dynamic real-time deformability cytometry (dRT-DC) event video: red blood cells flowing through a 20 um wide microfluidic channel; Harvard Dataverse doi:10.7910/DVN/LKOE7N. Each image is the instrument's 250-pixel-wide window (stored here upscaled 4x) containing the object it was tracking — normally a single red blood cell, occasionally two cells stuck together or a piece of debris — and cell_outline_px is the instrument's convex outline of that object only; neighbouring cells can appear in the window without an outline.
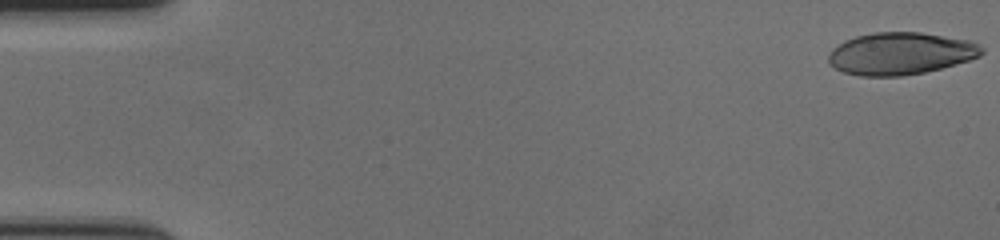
{"species": "human", "species_latin": "Homo sapiens", "temperature_condition": "cold", "stored_images_in_passage": 59, "camera_frame_rate_fps": 3000, "um_per_image_px": 0.085, "donor": {"sex": "female"}, "frame": {"image": 1, "passage_image": 1, "time_ms": 0.0, "image_size_px": [1000, 240], "cell_outline_px": [[984, 52], [980, 56], [968, 60], [940, 68], [924, 72], [900, 76], [860, 76], [844, 72], [828, 64], [828, 56], [832, 48], [844, 40], [856, 36], [872, 32], [920, 32], [972, 40], [984, 48]], "centroid_in_image_um": [76.53, 4.54], "position_along_channel_um": 8.5, "area_um2": 37.86}}
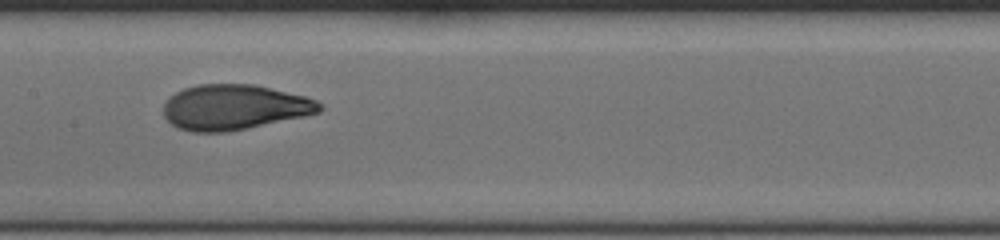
{"frame": {"image": 2, "passage_image": 30, "time_ms": 9.667, "image_size_px": [1000, 240], "cell_outline_px": [[324, 108], [320, 112], [304, 116], [248, 128], [224, 132], [192, 132], [176, 128], [164, 116], [164, 104], [176, 92], [184, 88], [196, 84], [252, 84], [304, 96], [316, 100]], "centroid_in_image_um": [19.9, 9.12], "position_along_channel_um": 187.5, "area_um2": 40.92}}
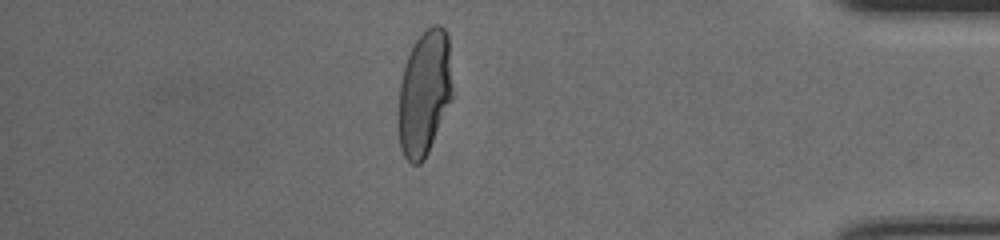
{"frame": {"image": 3, "passage_image": 51, "time_ms": 16.667, "image_size_px": [1000, 240], "cell_outline_px": [[456, 96], [424, 160], [420, 164], [412, 164], [404, 156], [400, 148], [396, 124], [400, 84], [404, 64], [416, 40], [428, 28], [436, 24], [440, 24], [444, 28], [448, 36]], "centroid_in_image_um": [36.11, 7.95], "position_along_channel_um": 399.1, "area_um2": 41.04}, "authors_computed_cell_mechanics": {"area_um2": 40.3444, "velocity_mm_per_s": 3.5473, "shape_relaxation_time_tau1_ms": 4.7777, "shape_relaxation_time_tau2_ms": 0.783, "deformation_change_tau1": 0.2261, "deformation_change_tau2": 0.059}}